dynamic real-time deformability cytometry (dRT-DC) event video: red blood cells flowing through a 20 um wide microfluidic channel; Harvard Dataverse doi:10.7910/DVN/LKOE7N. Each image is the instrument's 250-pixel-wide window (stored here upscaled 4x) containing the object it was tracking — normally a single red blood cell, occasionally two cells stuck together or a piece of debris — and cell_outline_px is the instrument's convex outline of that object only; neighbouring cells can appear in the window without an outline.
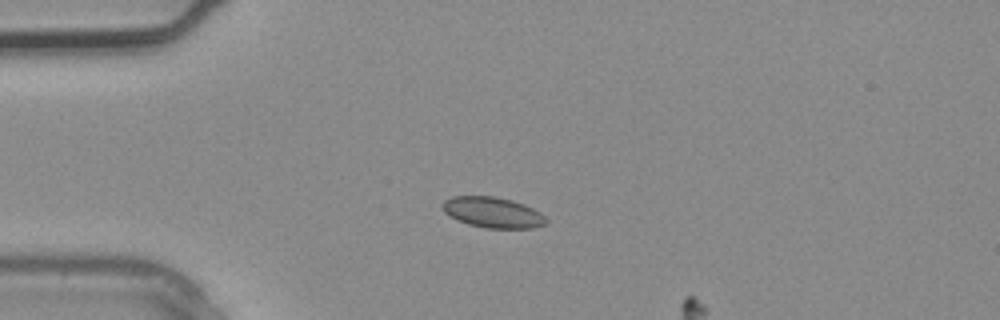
{"species": "common noctule bat (a hibernating species)", "species_latin": "Nyctalus noctula", "temperature_condition": "warm", "stored_images_in_passage": 4, "camera_frame_rate_fps": 3000, "um_per_image_px": 0.085, "animal": {"sex": "male", "body_mass_g": 20.4}, "frame": {"image": 1, "passage_image": 3, "time_ms": 0.667, "image_size_px": [1000, 320], "cell_outline_px": [[548, 220], [544, 224], [532, 228], [488, 228], [468, 224], [444, 212], [440, 204], [444, 200], [452, 196], [492, 196], [512, 200], [524, 204], [540, 212]], "centroid_in_image_um": [41.87, 18.04], "position_along_channel_um": 43.1, "area_um2": 18.38}}